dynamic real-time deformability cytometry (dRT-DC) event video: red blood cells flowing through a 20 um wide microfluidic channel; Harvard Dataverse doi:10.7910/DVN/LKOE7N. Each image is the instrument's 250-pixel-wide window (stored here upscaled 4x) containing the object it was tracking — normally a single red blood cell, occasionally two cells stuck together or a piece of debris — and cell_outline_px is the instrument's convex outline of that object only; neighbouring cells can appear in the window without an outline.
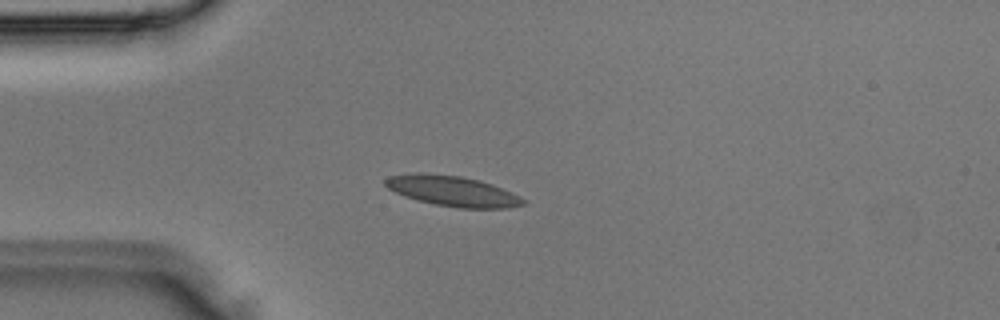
{"species": "Egyptian fruit bat (a non-hibernating species)", "species_latin": "Rousettus aegyptiacus", "temperature_condition": "room temperature", "stored_images_in_passage": 2, "camera_frame_rate_fps": 3000, "um_per_image_px": 0.085, "animal": {"sex": "male"}, "frame": {"image": 1, "passage_image": 2, "time_ms": 0.333, "image_size_px": [1000, 320], "cell_outline_px": [[528, 204], [508, 208], [460, 208], [436, 204], [416, 200], [404, 196], [388, 188], [384, 184], [384, 180], [388, 176], [416, 172], [420, 172], [460, 176], [480, 180], [492, 184], [512, 192], [528, 200]], "centroid_in_image_um": [38.5, 16.24], "position_along_channel_um": 46.5, "area_um2": 24.62}}